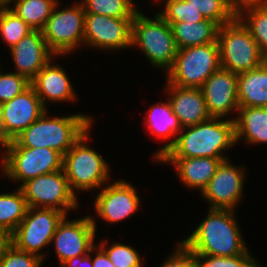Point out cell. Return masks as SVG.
<instances>
[{
  "mask_svg": "<svg viewBox=\"0 0 267 267\" xmlns=\"http://www.w3.org/2000/svg\"><path fill=\"white\" fill-rule=\"evenodd\" d=\"M221 67L218 43L179 49L167 82L179 87L200 88Z\"/></svg>",
  "mask_w": 267,
  "mask_h": 267,
  "instance_id": "52a82bcc",
  "label": "cell"
},
{
  "mask_svg": "<svg viewBox=\"0 0 267 267\" xmlns=\"http://www.w3.org/2000/svg\"><path fill=\"white\" fill-rule=\"evenodd\" d=\"M211 117L225 118L238 112L237 74L220 67L200 87Z\"/></svg>",
  "mask_w": 267,
  "mask_h": 267,
  "instance_id": "e0dca14e",
  "label": "cell"
},
{
  "mask_svg": "<svg viewBox=\"0 0 267 267\" xmlns=\"http://www.w3.org/2000/svg\"><path fill=\"white\" fill-rule=\"evenodd\" d=\"M234 217V210L209 208L205 220L182 243L194 255L232 257L249 253Z\"/></svg>",
  "mask_w": 267,
  "mask_h": 267,
  "instance_id": "6da1fadb",
  "label": "cell"
},
{
  "mask_svg": "<svg viewBox=\"0 0 267 267\" xmlns=\"http://www.w3.org/2000/svg\"><path fill=\"white\" fill-rule=\"evenodd\" d=\"M229 158H159V163H171L175 166L180 182L188 189H199L202 191L207 187L209 181L216 173L222 161Z\"/></svg>",
  "mask_w": 267,
  "mask_h": 267,
  "instance_id": "44dd1931",
  "label": "cell"
},
{
  "mask_svg": "<svg viewBox=\"0 0 267 267\" xmlns=\"http://www.w3.org/2000/svg\"><path fill=\"white\" fill-rule=\"evenodd\" d=\"M236 12L249 5H267V0H232Z\"/></svg>",
  "mask_w": 267,
  "mask_h": 267,
  "instance_id": "ab89813d",
  "label": "cell"
},
{
  "mask_svg": "<svg viewBox=\"0 0 267 267\" xmlns=\"http://www.w3.org/2000/svg\"><path fill=\"white\" fill-rule=\"evenodd\" d=\"M133 18L85 14L84 46L102 49L131 48Z\"/></svg>",
  "mask_w": 267,
  "mask_h": 267,
  "instance_id": "4fadbf2b",
  "label": "cell"
},
{
  "mask_svg": "<svg viewBox=\"0 0 267 267\" xmlns=\"http://www.w3.org/2000/svg\"><path fill=\"white\" fill-rule=\"evenodd\" d=\"M205 19L216 22L220 27L228 24L236 18L232 0H187Z\"/></svg>",
  "mask_w": 267,
  "mask_h": 267,
  "instance_id": "f546056e",
  "label": "cell"
},
{
  "mask_svg": "<svg viewBox=\"0 0 267 267\" xmlns=\"http://www.w3.org/2000/svg\"><path fill=\"white\" fill-rule=\"evenodd\" d=\"M90 253H92V249L86 255L73 257L65 261L60 267H93Z\"/></svg>",
  "mask_w": 267,
  "mask_h": 267,
  "instance_id": "f35d334b",
  "label": "cell"
},
{
  "mask_svg": "<svg viewBox=\"0 0 267 267\" xmlns=\"http://www.w3.org/2000/svg\"><path fill=\"white\" fill-rule=\"evenodd\" d=\"M28 208L20 187L14 193L0 194V231L9 237L24 219Z\"/></svg>",
  "mask_w": 267,
  "mask_h": 267,
  "instance_id": "484cf974",
  "label": "cell"
},
{
  "mask_svg": "<svg viewBox=\"0 0 267 267\" xmlns=\"http://www.w3.org/2000/svg\"><path fill=\"white\" fill-rule=\"evenodd\" d=\"M195 265L194 253L179 242L176 251L160 267H195Z\"/></svg>",
  "mask_w": 267,
  "mask_h": 267,
  "instance_id": "8d00e7d4",
  "label": "cell"
},
{
  "mask_svg": "<svg viewBox=\"0 0 267 267\" xmlns=\"http://www.w3.org/2000/svg\"><path fill=\"white\" fill-rule=\"evenodd\" d=\"M18 187L28 207L57 209L67 215L79 205L63 169L29 179Z\"/></svg>",
  "mask_w": 267,
  "mask_h": 267,
  "instance_id": "8fae6325",
  "label": "cell"
},
{
  "mask_svg": "<svg viewBox=\"0 0 267 267\" xmlns=\"http://www.w3.org/2000/svg\"><path fill=\"white\" fill-rule=\"evenodd\" d=\"M235 121V140L249 145L267 143V107H239Z\"/></svg>",
  "mask_w": 267,
  "mask_h": 267,
  "instance_id": "cb8c5ba5",
  "label": "cell"
},
{
  "mask_svg": "<svg viewBox=\"0 0 267 267\" xmlns=\"http://www.w3.org/2000/svg\"><path fill=\"white\" fill-rule=\"evenodd\" d=\"M65 216L64 212L57 209L29 207L8 241L17 249L35 254L44 260L45 253L41 249L52 244L57 227Z\"/></svg>",
  "mask_w": 267,
  "mask_h": 267,
  "instance_id": "ba28073f",
  "label": "cell"
},
{
  "mask_svg": "<svg viewBox=\"0 0 267 267\" xmlns=\"http://www.w3.org/2000/svg\"><path fill=\"white\" fill-rule=\"evenodd\" d=\"M11 3H14V0H0V9L11 8Z\"/></svg>",
  "mask_w": 267,
  "mask_h": 267,
  "instance_id": "60d3db41",
  "label": "cell"
},
{
  "mask_svg": "<svg viewBox=\"0 0 267 267\" xmlns=\"http://www.w3.org/2000/svg\"><path fill=\"white\" fill-rule=\"evenodd\" d=\"M85 14L133 18L138 11L132 0H82Z\"/></svg>",
  "mask_w": 267,
  "mask_h": 267,
  "instance_id": "f1b7e54d",
  "label": "cell"
},
{
  "mask_svg": "<svg viewBox=\"0 0 267 267\" xmlns=\"http://www.w3.org/2000/svg\"><path fill=\"white\" fill-rule=\"evenodd\" d=\"M16 73L31 81L55 54L48 48L42 30H32L9 49Z\"/></svg>",
  "mask_w": 267,
  "mask_h": 267,
  "instance_id": "ac0fdd59",
  "label": "cell"
},
{
  "mask_svg": "<svg viewBox=\"0 0 267 267\" xmlns=\"http://www.w3.org/2000/svg\"><path fill=\"white\" fill-rule=\"evenodd\" d=\"M49 61L44 68L30 81L43 105L47 102L75 101L76 93L70 79L61 65Z\"/></svg>",
  "mask_w": 267,
  "mask_h": 267,
  "instance_id": "ffe728a7",
  "label": "cell"
},
{
  "mask_svg": "<svg viewBox=\"0 0 267 267\" xmlns=\"http://www.w3.org/2000/svg\"><path fill=\"white\" fill-rule=\"evenodd\" d=\"M50 117L45 111L14 140L1 147H45L64 155L93 124V118L85 114Z\"/></svg>",
  "mask_w": 267,
  "mask_h": 267,
  "instance_id": "3957f363",
  "label": "cell"
},
{
  "mask_svg": "<svg viewBox=\"0 0 267 267\" xmlns=\"http://www.w3.org/2000/svg\"><path fill=\"white\" fill-rule=\"evenodd\" d=\"M165 2L164 11H160L158 14L168 23H197L205 20L192 2L187 0H165Z\"/></svg>",
  "mask_w": 267,
  "mask_h": 267,
  "instance_id": "1f68e13d",
  "label": "cell"
},
{
  "mask_svg": "<svg viewBox=\"0 0 267 267\" xmlns=\"http://www.w3.org/2000/svg\"><path fill=\"white\" fill-rule=\"evenodd\" d=\"M0 70V105L10 101L30 86V81L16 72L1 73Z\"/></svg>",
  "mask_w": 267,
  "mask_h": 267,
  "instance_id": "d590c367",
  "label": "cell"
},
{
  "mask_svg": "<svg viewBox=\"0 0 267 267\" xmlns=\"http://www.w3.org/2000/svg\"><path fill=\"white\" fill-rule=\"evenodd\" d=\"M131 46L142 49L153 67L166 68V72L172 67L178 52L171 25L158 13L151 19L139 10L132 20Z\"/></svg>",
  "mask_w": 267,
  "mask_h": 267,
  "instance_id": "277c9868",
  "label": "cell"
},
{
  "mask_svg": "<svg viewBox=\"0 0 267 267\" xmlns=\"http://www.w3.org/2000/svg\"><path fill=\"white\" fill-rule=\"evenodd\" d=\"M2 158L4 175L9 180H27L63 169V155L56 150L39 147H5Z\"/></svg>",
  "mask_w": 267,
  "mask_h": 267,
  "instance_id": "9c48e42d",
  "label": "cell"
},
{
  "mask_svg": "<svg viewBox=\"0 0 267 267\" xmlns=\"http://www.w3.org/2000/svg\"><path fill=\"white\" fill-rule=\"evenodd\" d=\"M172 112L182 128L194 126L211 118L200 88L179 87L166 83Z\"/></svg>",
  "mask_w": 267,
  "mask_h": 267,
  "instance_id": "d6986e66",
  "label": "cell"
},
{
  "mask_svg": "<svg viewBox=\"0 0 267 267\" xmlns=\"http://www.w3.org/2000/svg\"><path fill=\"white\" fill-rule=\"evenodd\" d=\"M145 123H147L148 130L157 136L156 138H161V140L175 137L166 143L160 150H157L154 154V160L157 161L176 141V137L182 130L178 118L173 114L171 103L169 100L167 102H157L152 106L146 116Z\"/></svg>",
  "mask_w": 267,
  "mask_h": 267,
  "instance_id": "7402d4cb",
  "label": "cell"
},
{
  "mask_svg": "<svg viewBox=\"0 0 267 267\" xmlns=\"http://www.w3.org/2000/svg\"><path fill=\"white\" fill-rule=\"evenodd\" d=\"M42 262L39 256L19 250L9 241L0 253V267H40Z\"/></svg>",
  "mask_w": 267,
  "mask_h": 267,
  "instance_id": "836d02e7",
  "label": "cell"
},
{
  "mask_svg": "<svg viewBox=\"0 0 267 267\" xmlns=\"http://www.w3.org/2000/svg\"><path fill=\"white\" fill-rule=\"evenodd\" d=\"M63 155V170L72 192L102 188L110 179V167L99 153L86 145L88 132Z\"/></svg>",
  "mask_w": 267,
  "mask_h": 267,
  "instance_id": "5b68a950",
  "label": "cell"
},
{
  "mask_svg": "<svg viewBox=\"0 0 267 267\" xmlns=\"http://www.w3.org/2000/svg\"><path fill=\"white\" fill-rule=\"evenodd\" d=\"M136 190L123 179L108 186L106 184L95 198L96 214L110 224L129 218L141 206Z\"/></svg>",
  "mask_w": 267,
  "mask_h": 267,
  "instance_id": "2e32d148",
  "label": "cell"
},
{
  "mask_svg": "<svg viewBox=\"0 0 267 267\" xmlns=\"http://www.w3.org/2000/svg\"><path fill=\"white\" fill-rule=\"evenodd\" d=\"M92 252H95L96 255L94 259H92L93 267H115L110 261L109 256L99 245H95L92 248Z\"/></svg>",
  "mask_w": 267,
  "mask_h": 267,
  "instance_id": "74e56055",
  "label": "cell"
},
{
  "mask_svg": "<svg viewBox=\"0 0 267 267\" xmlns=\"http://www.w3.org/2000/svg\"><path fill=\"white\" fill-rule=\"evenodd\" d=\"M32 29L10 8L0 9V35L10 49Z\"/></svg>",
  "mask_w": 267,
  "mask_h": 267,
  "instance_id": "4dcf8cb0",
  "label": "cell"
},
{
  "mask_svg": "<svg viewBox=\"0 0 267 267\" xmlns=\"http://www.w3.org/2000/svg\"><path fill=\"white\" fill-rule=\"evenodd\" d=\"M195 267H259L250 253L232 257L195 255ZM261 267V266H260Z\"/></svg>",
  "mask_w": 267,
  "mask_h": 267,
  "instance_id": "e575fe53",
  "label": "cell"
},
{
  "mask_svg": "<svg viewBox=\"0 0 267 267\" xmlns=\"http://www.w3.org/2000/svg\"><path fill=\"white\" fill-rule=\"evenodd\" d=\"M96 230V222L91 215L70 221L65 216L51 241L55 245L60 264L73 257L88 254L94 247Z\"/></svg>",
  "mask_w": 267,
  "mask_h": 267,
  "instance_id": "5bb4252c",
  "label": "cell"
},
{
  "mask_svg": "<svg viewBox=\"0 0 267 267\" xmlns=\"http://www.w3.org/2000/svg\"><path fill=\"white\" fill-rule=\"evenodd\" d=\"M229 161L221 162L207 187L200 193L208 201L210 209L236 210L242 199L245 167L234 166Z\"/></svg>",
  "mask_w": 267,
  "mask_h": 267,
  "instance_id": "9a60e30c",
  "label": "cell"
},
{
  "mask_svg": "<svg viewBox=\"0 0 267 267\" xmlns=\"http://www.w3.org/2000/svg\"><path fill=\"white\" fill-rule=\"evenodd\" d=\"M45 111L39 96L30 85L21 94L0 105V145L14 140Z\"/></svg>",
  "mask_w": 267,
  "mask_h": 267,
  "instance_id": "7c38bea8",
  "label": "cell"
},
{
  "mask_svg": "<svg viewBox=\"0 0 267 267\" xmlns=\"http://www.w3.org/2000/svg\"><path fill=\"white\" fill-rule=\"evenodd\" d=\"M217 43L221 67L233 73L252 70L266 60L249 30L237 17L219 28Z\"/></svg>",
  "mask_w": 267,
  "mask_h": 267,
  "instance_id": "8992f818",
  "label": "cell"
},
{
  "mask_svg": "<svg viewBox=\"0 0 267 267\" xmlns=\"http://www.w3.org/2000/svg\"><path fill=\"white\" fill-rule=\"evenodd\" d=\"M98 245L106 252L115 267H142L141 257L136 249L116 242L109 246L105 240Z\"/></svg>",
  "mask_w": 267,
  "mask_h": 267,
  "instance_id": "d6a6232c",
  "label": "cell"
},
{
  "mask_svg": "<svg viewBox=\"0 0 267 267\" xmlns=\"http://www.w3.org/2000/svg\"><path fill=\"white\" fill-rule=\"evenodd\" d=\"M236 17L249 30L261 53L267 57V5L246 6L237 11Z\"/></svg>",
  "mask_w": 267,
  "mask_h": 267,
  "instance_id": "83f0119b",
  "label": "cell"
},
{
  "mask_svg": "<svg viewBox=\"0 0 267 267\" xmlns=\"http://www.w3.org/2000/svg\"><path fill=\"white\" fill-rule=\"evenodd\" d=\"M222 119L211 117L182 128L175 143L160 158H228L223 153L236 144L235 121Z\"/></svg>",
  "mask_w": 267,
  "mask_h": 267,
  "instance_id": "7a4b0ae2",
  "label": "cell"
},
{
  "mask_svg": "<svg viewBox=\"0 0 267 267\" xmlns=\"http://www.w3.org/2000/svg\"><path fill=\"white\" fill-rule=\"evenodd\" d=\"M77 3L62 10L57 3L42 29L48 48L56 56L70 54L84 45L85 11L83 4Z\"/></svg>",
  "mask_w": 267,
  "mask_h": 267,
  "instance_id": "30bf717a",
  "label": "cell"
},
{
  "mask_svg": "<svg viewBox=\"0 0 267 267\" xmlns=\"http://www.w3.org/2000/svg\"><path fill=\"white\" fill-rule=\"evenodd\" d=\"M178 50L217 42L220 26L209 19L197 23H169Z\"/></svg>",
  "mask_w": 267,
  "mask_h": 267,
  "instance_id": "d4e9b609",
  "label": "cell"
},
{
  "mask_svg": "<svg viewBox=\"0 0 267 267\" xmlns=\"http://www.w3.org/2000/svg\"><path fill=\"white\" fill-rule=\"evenodd\" d=\"M239 107H267V63L237 74Z\"/></svg>",
  "mask_w": 267,
  "mask_h": 267,
  "instance_id": "603a6c76",
  "label": "cell"
},
{
  "mask_svg": "<svg viewBox=\"0 0 267 267\" xmlns=\"http://www.w3.org/2000/svg\"><path fill=\"white\" fill-rule=\"evenodd\" d=\"M58 0H14L10 8L32 30H42Z\"/></svg>",
  "mask_w": 267,
  "mask_h": 267,
  "instance_id": "4316f807",
  "label": "cell"
},
{
  "mask_svg": "<svg viewBox=\"0 0 267 267\" xmlns=\"http://www.w3.org/2000/svg\"><path fill=\"white\" fill-rule=\"evenodd\" d=\"M8 242V237L0 231V253L3 246Z\"/></svg>",
  "mask_w": 267,
  "mask_h": 267,
  "instance_id": "b9f144b4",
  "label": "cell"
}]
</instances>
